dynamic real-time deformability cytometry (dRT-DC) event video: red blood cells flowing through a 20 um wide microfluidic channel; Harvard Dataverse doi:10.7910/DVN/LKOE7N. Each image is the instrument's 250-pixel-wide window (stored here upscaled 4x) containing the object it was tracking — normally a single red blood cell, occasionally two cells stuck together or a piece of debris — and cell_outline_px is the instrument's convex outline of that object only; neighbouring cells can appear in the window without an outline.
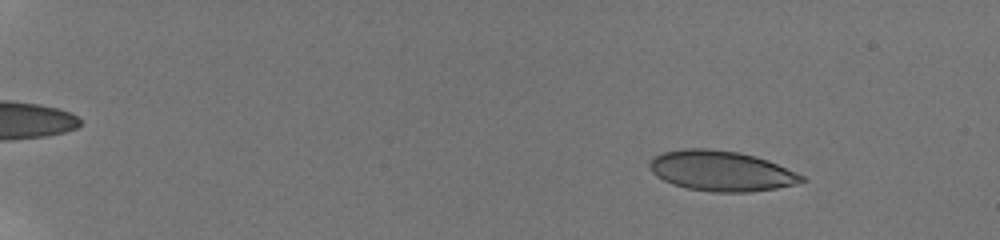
{"species": "human", "species_latin": "Homo sapiens", "temperature_condition": "room temperature", "stored_images_in_passage": 57, "camera_frame_rate_fps": 3000, "um_per_image_px": 0.085, "donor": {"sex": "male"}, "frame": {"image": 1, "passage_image": 8, "time_ms": 2.333, "image_size_px": [1000, 240], "cell_outline_px": [[808, 180], [796, 184], [776, 188], [748, 192], [712, 192], [688, 188], [672, 184], [656, 176], [652, 172], [648, 164], [656, 156], [664, 152], [684, 148], [708, 148], [740, 152], [756, 156], [768, 160], [796, 172], [804, 176]], "centroid_in_image_um": [61.32, 14.52], "position_along_channel_um": 23.7, "area_um2": 35.72}}
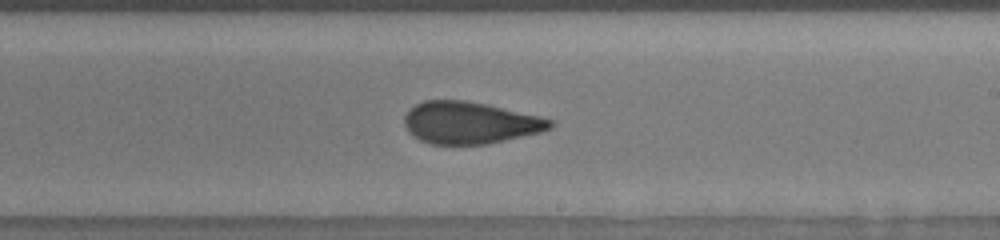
{"frame": {"image": 2, "passage_image": 38, "time_ms": 12.333, "image_size_px": [1000, 240], "cell_outline_px": [[556, 124], [552, 128], [540, 132], [488, 144], [432, 144], [420, 140], [408, 132], [404, 124], [404, 116], [416, 104], [424, 100], [464, 100], [484, 104], [540, 116], [552, 120]], "centroid_in_image_um": [39.94, 10.44], "position_along_channel_um": 249.1, "area_um2": 35.49}}
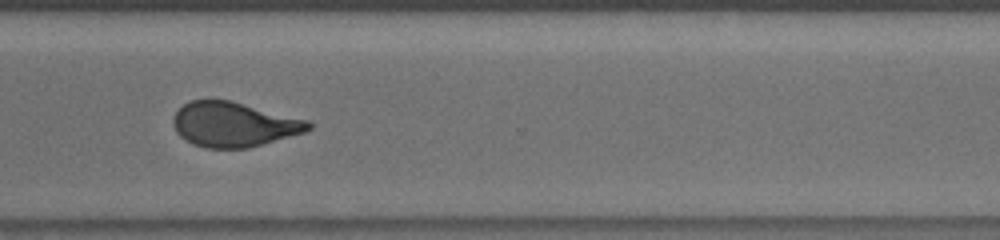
{"frame": {"image": 3, "passage_image": 46, "time_ms": 15.0, "image_size_px": [1000, 240], "cell_outline_px": [[312, 128], [304, 132], [248, 148], [204, 148], [192, 144], [180, 136], [176, 132], [172, 124], [172, 120], [176, 112], [184, 104], [192, 100], [208, 96], [232, 100], [308, 120], [312, 124]], "centroid_in_image_um": [19.83, 10.54], "position_along_channel_um": 350.8, "area_um2": 35.84}, "authors_computed_cell_mechanics": {"area_um2": 35.7204, "velocity_mm_per_s": 3.8189, "shape_relaxation_time_tau1_ms": null, "shape_relaxation_time_tau2_ms": 1.1491, "deformation_change_tau1": null, "deformation_change_tau2": 0.0701}}